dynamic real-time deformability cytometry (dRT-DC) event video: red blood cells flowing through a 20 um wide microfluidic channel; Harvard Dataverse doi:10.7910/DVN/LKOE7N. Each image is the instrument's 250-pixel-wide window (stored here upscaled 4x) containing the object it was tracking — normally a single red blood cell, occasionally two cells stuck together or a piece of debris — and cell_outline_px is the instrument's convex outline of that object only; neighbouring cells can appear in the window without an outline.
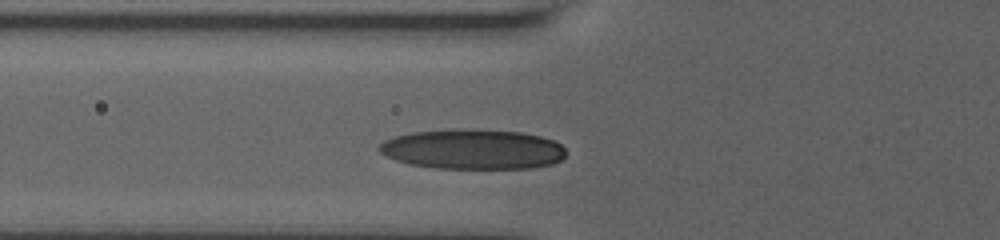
{"species": "human", "species_latin": "Homo sapiens", "temperature_condition": "room temperature", "stored_images_in_passage": 35, "camera_frame_rate_fps": 3000, "um_per_image_px": 0.085, "donor": {"sex": "male"}, "frame": {"image": 1, "passage_image": 2, "time_ms": 0.667, "image_size_px": [1000, 240], "cell_outline_px": [[564, 156], [560, 160], [552, 164], [532, 168], [432, 168], [412, 164], [396, 160], [380, 152], [376, 148], [384, 140], [396, 136], [412, 132], [520, 132], [540, 136], [552, 140], [560, 144], [564, 148]], "centroid_in_image_um": [40.2, 12.74], "position_along_channel_um": 85.6, "area_um2": 41.85}}
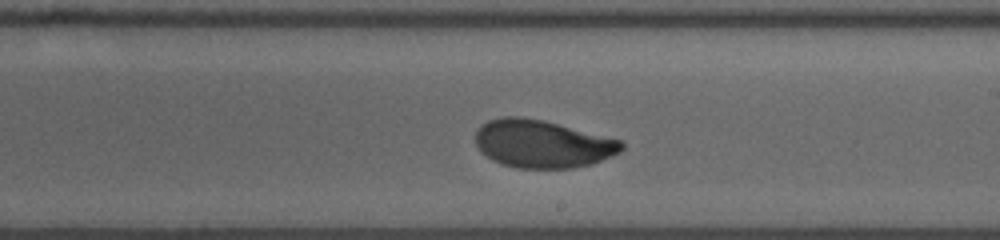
{"frame": {"image": 2, "passage_image": 13, "time_ms": 5.0, "image_size_px": [1000, 240], "cell_outline_px": [[624, 148], [620, 152], [612, 156], [592, 164], [572, 168], [516, 168], [500, 164], [492, 160], [480, 152], [476, 144], [476, 132], [488, 120], [504, 116], [520, 116], [544, 120], [620, 140], [624, 144]], "centroid_in_image_um": [46.09, 12.23], "position_along_channel_um": 242.9, "area_um2": 40.75}}
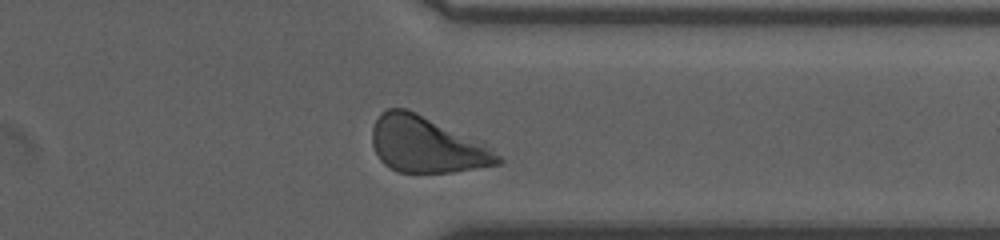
{"frame": {"image": 3, "passage_image": 30, "time_ms": 8.667, "image_size_px": [1000, 240], "cell_outline_px": [[504, 160], [500, 164], [452, 172], [396, 172], [384, 164], [380, 160], [372, 144], [372, 128], [380, 112], [388, 108], [408, 108], [484, 140]], "centroid_in_image_um": [36.31, 12.27], "position_along_channel_um": 375.1, "area_um2": 41.91}, "authors_computed_cell_mechanics": {"area_um2": 40.8068, "velocity_mm_per_s": 3.6118, "shape_relaxation_time_tau1_ms": 2.7202, "shape_relaxation_time_tau2_ms": 1.0348, "deformation_change_tau1": 0.1588, "deformation_change_tau2": 0.0507}}